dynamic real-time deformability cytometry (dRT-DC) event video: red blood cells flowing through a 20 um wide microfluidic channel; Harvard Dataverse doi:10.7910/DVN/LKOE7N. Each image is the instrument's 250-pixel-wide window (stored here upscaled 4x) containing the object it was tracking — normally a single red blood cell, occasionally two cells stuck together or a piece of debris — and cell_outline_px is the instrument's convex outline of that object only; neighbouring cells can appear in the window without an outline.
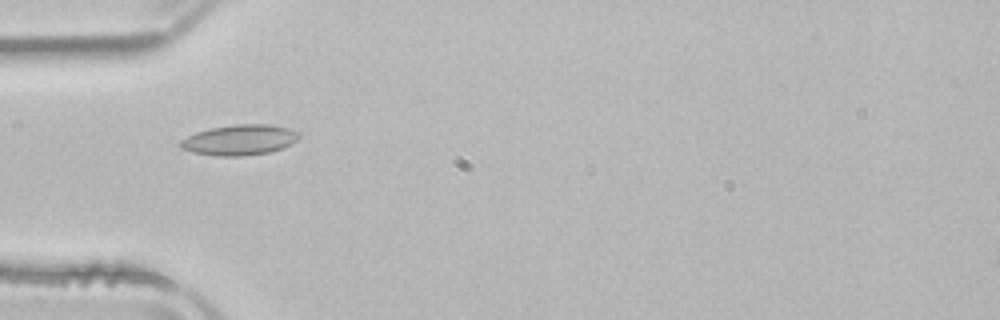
{"species": "common noctule bat (a hibernating species)", "species_latin": "Nyctalus noctula", "temperature_condition": "room temperature", "stored_images_in_passage": 5, "camera_frame_rate_fps": 3000, "um_per_image_px": 0.085, "animal": {"sex": "male", "body_mass_g": 21.5, "forearm_length_mm": 52.0}, "frame": {"image": 1, "passage_image": 4, "time_ms": 4.667, "image_size_px": [1000, 320], "cell_outline_px": [[300, 136], [292, 144], [268, 152], [244, 156], [216, 156], [192, 152], [180, 148], [180, 140], [196, 132], [212, 128], [236, 124], [272, 124], [288, 128], [300, 132]], "centroid_in_image_um": [20.37, 11.89], "position_along_channel_um": 64.6, "area_um2": 21.04}}
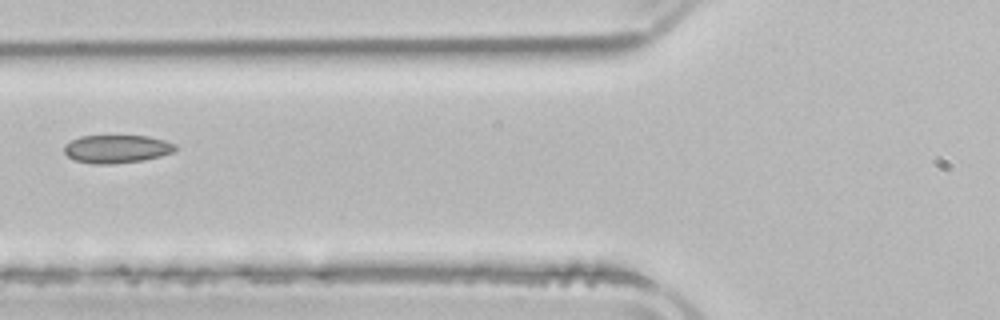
{"frame": {"image": 2, "passage_image": 5, "time_ms": 6.0, "image_size_px": [1000, 320], "cell_outline_px": [[176, 148], [172, 152], [160, 156], [144, 160], [112, 164], [92, 164], [76, 160], [68, 156], [64, 152], [64, 144], [80, 136], [148, 136], [164, 140], [176, 144]], "centroid_in_image_um": [9.91, 12.66], "position_along_channel_um": 115.9, "area_um2": 18.15}}